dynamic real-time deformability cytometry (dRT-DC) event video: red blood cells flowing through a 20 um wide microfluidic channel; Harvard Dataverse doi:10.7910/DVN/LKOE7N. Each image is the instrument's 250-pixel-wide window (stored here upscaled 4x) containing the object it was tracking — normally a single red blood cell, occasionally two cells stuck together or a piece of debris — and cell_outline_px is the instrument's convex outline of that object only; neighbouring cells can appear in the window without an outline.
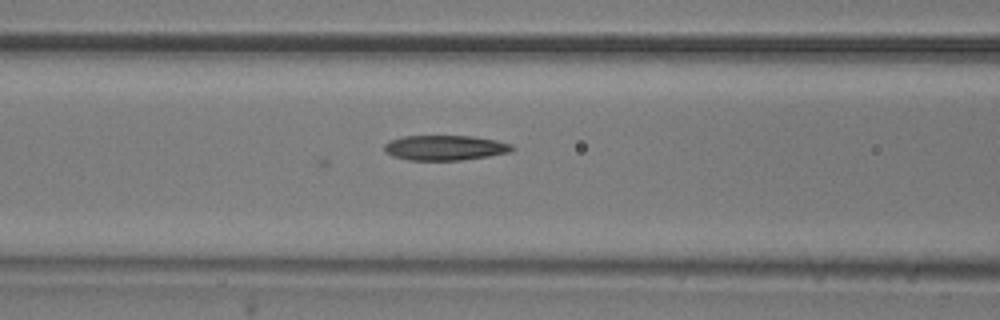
{"species": "common noctule bat (a hibernating species)", "species_latin": "Nyctalus noctula", "temperature_condition": "room temperature", "stored_images_in_passage": 38, "camera_frame_rate_fps": 3000, "um_per_image_px": 0.085, "animal": {"sex": "male", "body_mass_g": 20.5, "forearm_length_mm": 52.5}, "frame": {"image": 1, "passage_image": 9, "time_ms": 2.667, "image_size_px": [1000, 320], "cell_outline_px": [[516, 148], [512, 152], [488, 156], [460, 160], [408, 160], [392, 156], [384, 152], [384, 144], [392, 140], [404, 136], [472, 136], [496, 140], [512, 144]], "centroid_in_image_um": [37.85, 12.56], "position_along_channel_um": 128.8, "area_um2": 18.73}}
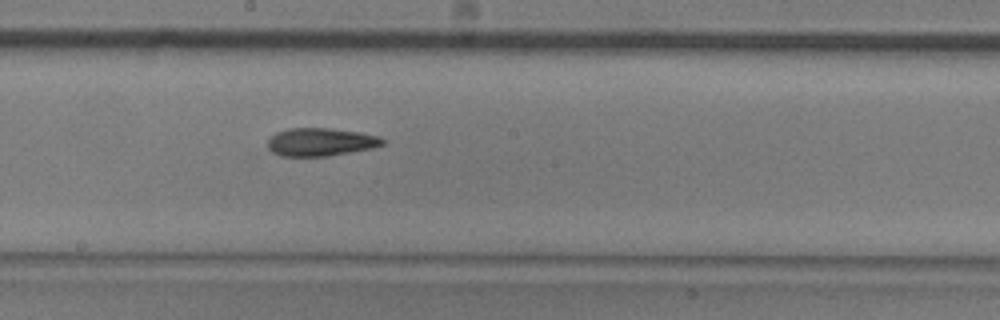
{"frame": {"image": 2, "passage_image": 16, "time_ms": 5.0, "image_size_px": [1000, 320], "cell_outline_px": [[384, 144], [372, 148], [328, 156], [280, 156], [272, 152], [268, 148], [268, 140], [276, 132], [288, 128], [332, 128], [360, 132], [380, 136], [384, 140]], "centroid_in_image_um": [27.25, 12.06], "position_along_channel_um": 220.9, "area_um2": 18.84}}
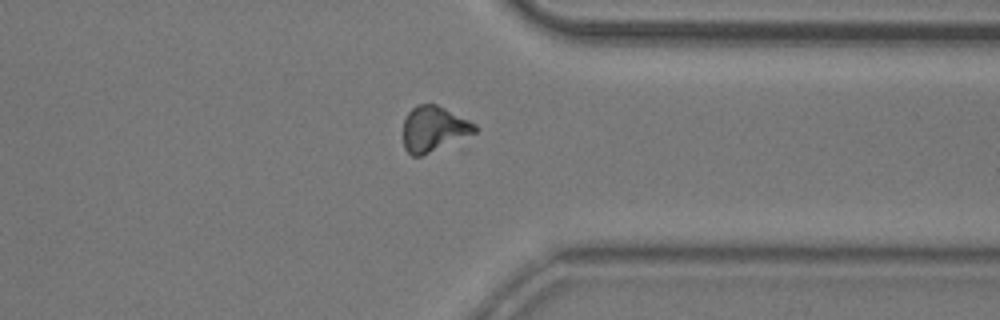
{"frame": {"image": 3, "passage_image": 28, "time_ms": 9.0, "image_size_px": [1000, 320], "cell_outline_px": [[480, 128], [476, 132], [420, 156], [412, 156], [404, 148], [404, 120], [408, 112], [416, 104], [436, 104], [476, 124]], "centroid_in_image_um": [36.86, 10.94], "position_along_channel_um": 374.5, "area_um2": 18.61}}